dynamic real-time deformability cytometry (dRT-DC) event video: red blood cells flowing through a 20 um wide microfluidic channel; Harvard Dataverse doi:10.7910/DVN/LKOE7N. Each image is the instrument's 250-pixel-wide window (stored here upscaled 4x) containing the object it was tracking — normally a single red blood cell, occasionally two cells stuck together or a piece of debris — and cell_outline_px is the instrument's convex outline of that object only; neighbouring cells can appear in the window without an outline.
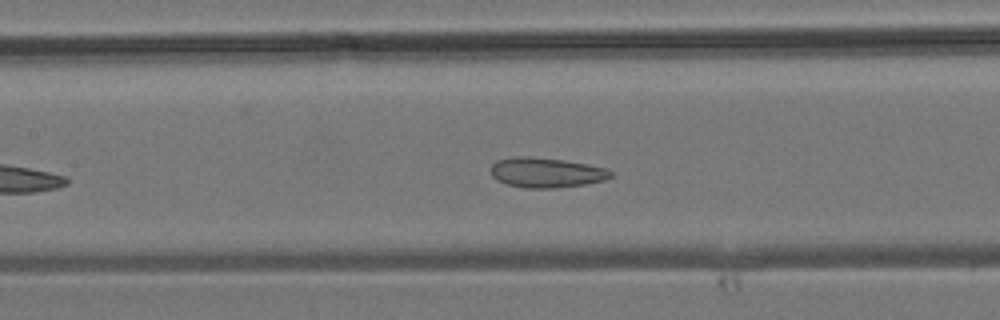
{"species": "common noctule bat (a hibernating species)", "species_latin": "Nyctalus noctula", "temperature_condition": "room temperature", "stored_images_in_passage": 32, "camera_frame_rate_fps": 3000, "um_per_image_px": 0.085, "animal": {"sex": "male", "body_mass_g": 19.2, "forearm_length_mm": 51.8}, "frame": {"image": 1, "passage_image": 11, "time_ms": 3.333, "image_size_px": [1000, 320], "cell_outline_px": [[612, 176], [604, 180], [584, 184], [552, 188], [524, 188], [508, 184], [496, 180], [492, 176], [492, 164], [496, 160], [516, 156], [532, 156], [564, 160], [604, 168], [612, 172]], "centroid_in_image_um": [46.38, 14.66], "position_along_channel_um": 161.0, "area_um2": 20.75}}
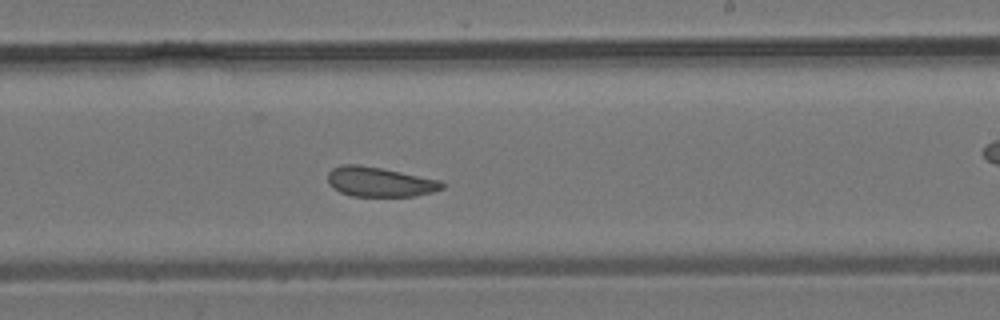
{"frame": {"image": 2, "passage_image": 17, "time_ms": 5.333, "image_size_px": [1000, 320], "cell_outline_px": [[444, 188], [432, 192], [416, 196], [352, 196], [340, 192], [332, 188], [328, 184], [328, 172], [332, 168], [340, 164], [360, 164], [440, 180], [444, 184]], "centroid_in_image_um": [32.23, 15.46], "position_along_channel_um": 256.8, "area_um2": 19.83}}
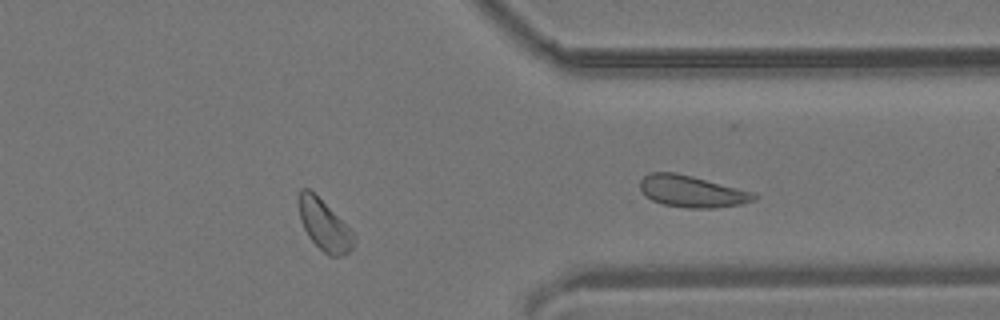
{"frame": {"image": 3, "passage_image": 23, "time_ms": 7.333, "image_size_px": [1000, 320], "cell_outline_px": [[356, 240], [352, 248], [344, 256], [328, 256], [308, 236], [300, 220], [300, 188], [308, 188], [356, 236]], "centroid_in_image_um": [27.58, 19.21], "position_along_channel_um": 383.8, "area_um2": 15.55}}